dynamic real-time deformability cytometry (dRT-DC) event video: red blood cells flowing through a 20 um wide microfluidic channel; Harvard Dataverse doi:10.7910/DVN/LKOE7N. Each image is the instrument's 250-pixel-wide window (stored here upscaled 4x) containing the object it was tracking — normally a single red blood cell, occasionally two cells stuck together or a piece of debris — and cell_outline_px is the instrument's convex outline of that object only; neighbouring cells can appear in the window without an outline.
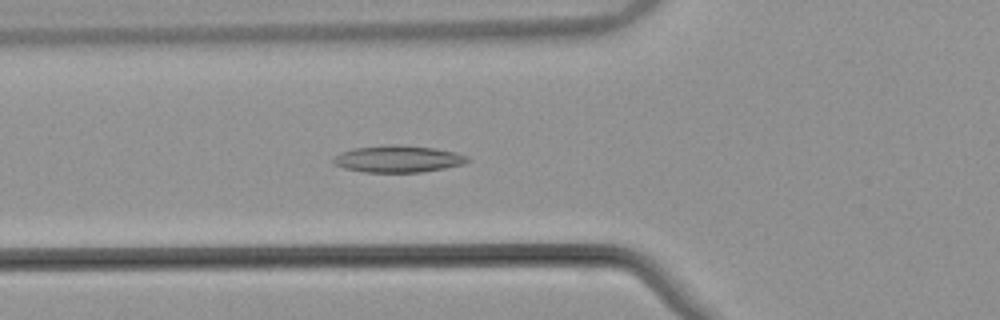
{"species": "common noctule bat (a hibernating species)", "species_latin": "Nyctalus noctula", "temperature_condition": "warm", "stored_images_in_passage": 54, "camera_frame_rate_fps": 3000, "um_per_image_px": 0.085, "animal": {"sex": "male", "body_mass_g": 21.5, "forearm_length_mm": 52.0}, "frame": {"image": 1, "passage_image": 20, "time_ms": 6.333, "image_size_px": [1000, 320], "cell_outline_px": [[472, 160], [464, 164], [444, 168], [420, 172], [364, 172], [344, 168], [332, 164], [332, 160], [340, 152], [352, 148], [436, 148], [456, 152], [468, 156]], "centroid_in_image_um": [33.86, 13.57], "position_along_channel_um": 91.9, "area_um2": 19.94}}
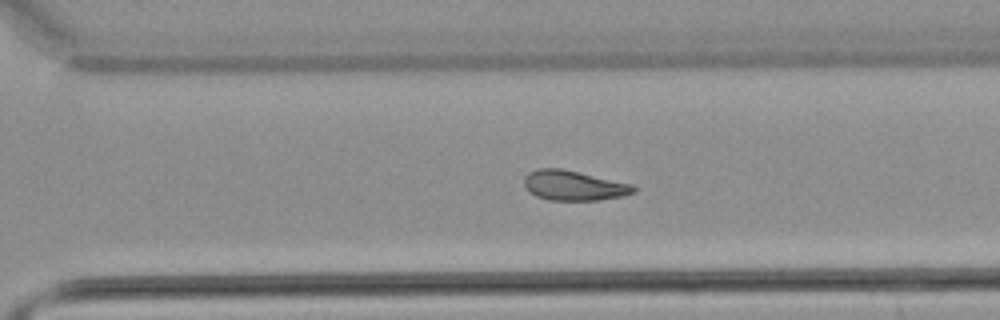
{"frame": {"image": 2, "passage_image": 38, "time_ms": 12.333, "image_size_px": [1000, 320], "cell_outline_px": [[636, 192], [624, 196], [600, 200], [548, 200], [536, 196], [528, 192], [524, 184], [524, 176], [528, 172], [536, 168], [560, 168], [632, 184], [636, 188]], "centroid_in_image_um": [48.74, 15.77], "position_along_channel_um": 321.9, "area_um2": 19.19}}
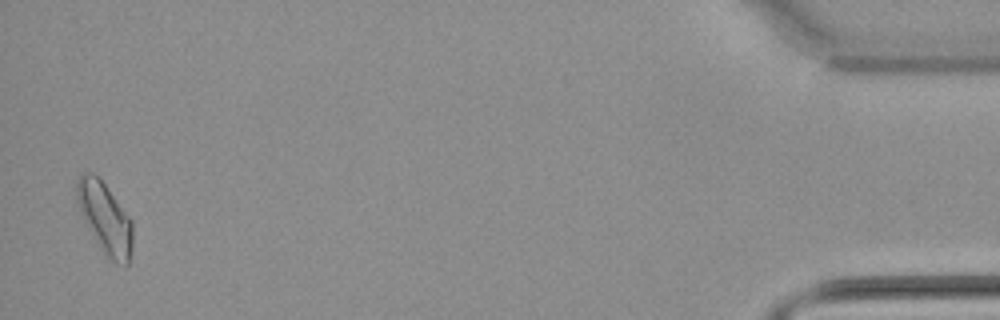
{"frame": {"image": 3, "passage_image": 53, "time_ms": 17.333, "image_size_px": [1000, 320], "cell_outline_px": [[132, 248], [128, 264], [116, 264], [108, 260], [100, 248], [84, 220], [80, 212], [76, 200], [76, 184], [80, 176], [84, 172], [92, 172], [104, 184], [132, 220]], "centroid_in_image_um": [8.92, 18.57], "position_along_channel_um": 426.3, "area_um2": 22.89}}